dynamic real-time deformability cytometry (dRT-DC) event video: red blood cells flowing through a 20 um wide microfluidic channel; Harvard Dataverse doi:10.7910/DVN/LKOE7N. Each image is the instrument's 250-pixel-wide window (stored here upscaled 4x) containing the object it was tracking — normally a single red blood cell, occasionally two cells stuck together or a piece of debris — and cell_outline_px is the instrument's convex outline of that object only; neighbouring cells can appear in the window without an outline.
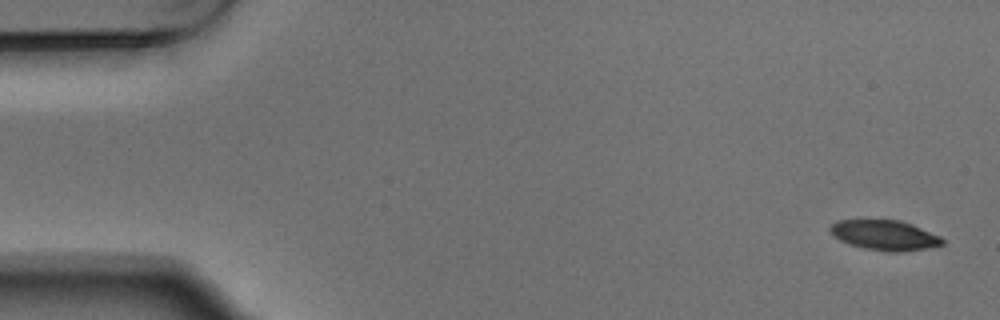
{"species": "Egyptian fruit bat (a non-hibernating species)", "species_latin": "Rousettus aegyptiacus", "temperature_condition": "warm", "stored_images_in_passage": 5, "camera_frame_rate_fps": 3000, "um_per_image_px": 0.085, "animal": {"sex": "male"}, "frame": {"image": 1, "passage_image": 1, "time_ms": 0.0, "image_size_px": [1000, 320], "cell_outline_px": [[944, 244], [932, 248], [896, 252], [888, 252], [864, 248], [848, 244], [832, 236], [828, 228], [836, 220], [896, 220], [912, 224], [940, 236], [944, 240]], "centroid_in_image_um": [75.19, 20.0], "position_along_channel_um": 9.8, "area_um2": 19.77}}
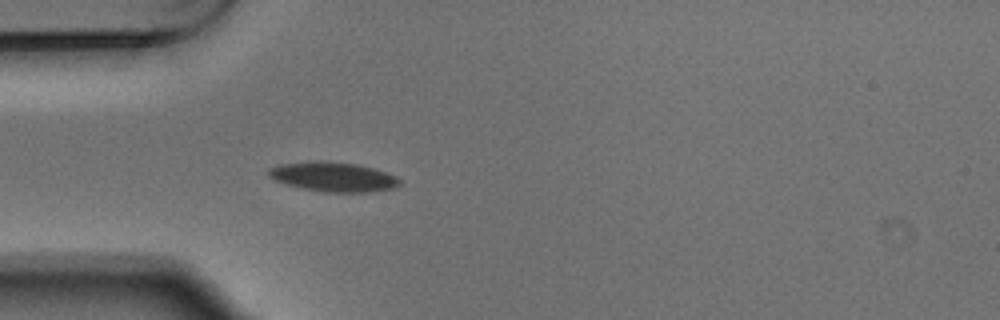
{"frame": {"image": 2, "passage_image": 5, "time_ms": 1.333, "image_size_px": [1000, 320], "cell_outline_px": [[400, 184], [392, 188], [372, 192], [320, 192], [300, 188], [276, 180], [268, 176], [268, 168], [276, 164], [312, 160], [320, 160], [356, 164], [372, 168], [396, 176], [400, 180]], "centroid_in_image_um": [28.27, 15.02], "position_along_channel_um": 56.7, "area_um2": 22.72}}